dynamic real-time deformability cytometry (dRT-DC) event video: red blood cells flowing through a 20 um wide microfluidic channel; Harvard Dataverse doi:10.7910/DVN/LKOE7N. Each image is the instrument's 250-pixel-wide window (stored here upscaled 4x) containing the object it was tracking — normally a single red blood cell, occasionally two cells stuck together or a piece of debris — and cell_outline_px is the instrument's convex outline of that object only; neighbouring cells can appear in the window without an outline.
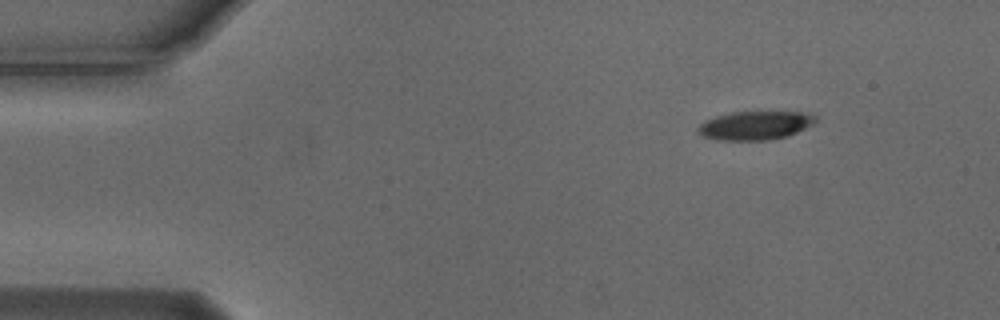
{"species": "Egyptian fruit bat (a non-hibernating species)", "species_latin": "Rousettus aegyptiacus", "temperature_condition": "cold", "stored_images_in_passage": 49, "camera_frame_rate_fps": 3000, "um_per_image_px": 0.085, "animal": {"sex": "male"}, "frame": {"image": 1, "passage_image": 1, "time_ms": 0.0, "image_size_px": [1000, 320], "cell_outline_px": [[820, 120], [816, 124], [788, 136], [764, 140], [716, 140], [704, 136], [696, 132], [696, 128], [704, 120], [716, 116], [732, 112], [808, 112], [816, 116]], "centroid_in_image_um": [64.23, 10.66], "position_along_channel_um": 20.8, "area_um2": 19.94}}
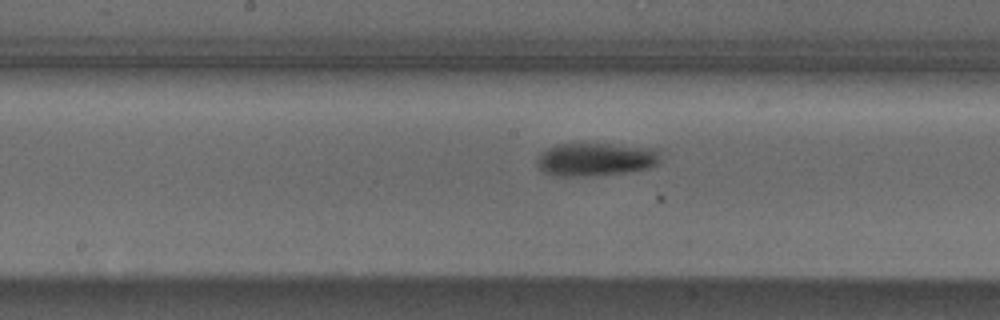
{"frame": {"image": 2, "passage_image": 22, "time_ms": 7.0, "image_size_px": [1000, 320], "cell_outline_px": [[660, 160], [656, 164], [648, 168], [624, 172], [584, 176], [556, 176], [544, 172], [540, 168], [540, 152], [556, 144], [608, 144], [660, 148]], "centroid_in_image_um": [50.69, 13.53], "position_along_channel_um": 197.5, "area_um2": 23.58}}
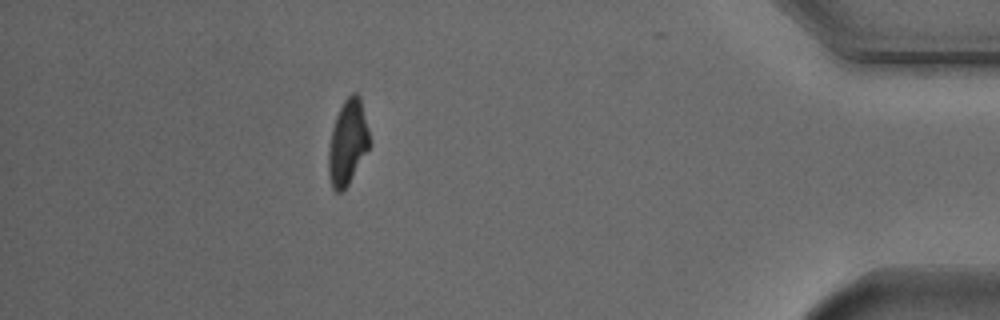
{"frame": {"image": 3, "passage_image": 43, "time_ms": 14.0, "image_size_px": [1000, 320], "cell_outline_px": [[372, 144], [348, 184], [340, 192], [336, 192], [332, 188], [328, 172], [328, 152], [332, 128], [336, 116], [344, 100], [352, 92], [356, 92], [360, 96]], "centroid_in_image_um": [29.57, 12.09], "position_along_channel_um": 405.6, "area_um2": 20.4}, "authors_computed_cell_mechanics": {"area_um2": 21.2704, "velocity_mm_per_s": 3.7251, "shape_relaxation_time_tau1_ms": 4.3401, "shape_relaxation_time_tau2_ms": 8.9372, "deformation_change_tau1": 0.1529, "deformation_change_tau2": 0.1982}}